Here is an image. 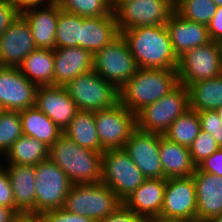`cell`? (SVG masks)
I'll return each mask as SVG.
<instances>
[{"label": "cell", "instance_id": "obj_40", "mask_svg": "<svg viewBox=\"0 0 222 222\" xmlns=\"http://www.w3.org/2000/svg\"><path fill=\"white\" fill-rule=\"evenodd\" d=\"M20 10L8 0H0V36L6 31L10 23L18 17Z\"/></svg>", "mask_w": 222, "mask_h": 222}, {"label": "cell", "instance_id": "obj_43", "mask_svg": "<svg viewBox=\"0 0 222 222\" xmlns=\"http://www.w3.org/2000/svg\"><path fill=\"white\" fill-rule=\"evenodd\" d=\"M211 41H222V6H218L215 15L207 25Z\"/></svg>", "mask_w": 222, "mask_h": 222}, {"label": "cell", "instance_id": "obj_31", "mask_svg": "<svg viewBox=\"0 0 222 222\" xmlns=\"http://www.w3.org/2000/svg\"><path fill=\"white\" fill-rule=\"evenodd\" d=\"M201 130L198 112L188 109L163 134L168 140L190 147Z\"/></svg>", "mask_w": 222, "mask_h": 222}, {"label": "cell", "instance_id": "obj_15", "mask_svg": "<svg viewBox=\"0 0 222 222\" xmlns=\"http://www.w3.org/2000/svg\"><path fill=\"white\" fill-rule=\"evenodd\" d=\"M160 134L135 129L127 140L124 150L146 179L163 178L159 155Z\"/></svg>", "mask_w": 222, "mask_h": 222}, {"label": "cell", "instance_id": "obj_5", "mask_svg": "<svg viewBox=\"0 0 222 222\" xmlns=\"http://www.w3.org/2000/svg\"><path fill=\"white\" fill-rule=\"evenodd\" d=\"M188 109L187 87L179 83L158 101L136 113V128L163 135L169 126Z\"/></svg>", "mask_w": 222, "mask_h": 222}, {"label": "cell", "instance_id": "obj_13", "mask_svg": "<svg viewBox=\"0 0 222 222\" xmlns=\"http://www.w3.org/2000/svg\"><path fill=\"white\" fill-rule=\"evenodd\" d=\"M160 215L197 222V198L192 176L167 179Z\"/></svg>", "mask_w": 222, "mask_h": 222}, {"label": "cell", "instance_id": "obj_25", "mask_svg": "<svg viewBox=\"0 0 222 222\" xmlns=\"http://www.w3.org/2000/svg\"><path fill=\"white\" fill-rule=\"evenodd\" d=\"M159 155L162 163L163 178L189 177L195 172L188 147L168 140L160 134Z\"/></svg>", "mask_w": 222, "mask_h": 222}, {"label": "cell", "instance_id": "obj_16", "mask_svg": "<svg viewBox=\"0 0 222 222\" xmlns=\"http://www.w3.org/2000/svg\"><path fill=\"white\" fill-rule=\"evenodd\" d=\"M35 49L31 28L19 14L0 36V66L19 68L24 58Z\"/></svg>", "mask_w": 222, "mask_h": 222}, {"label": "cell", "instance_id": "obj_32", "mask_svg": "<svg viewBox=\"0 0 222 222\" xmlns=\"http://www.w3.org/2000/svg\"><path fill=\"white\" fill-rule=\"evenodd\" d=\"M81 26L82 16L60 10L55 34V48L79 46Z\"/></svg>", "mask_w": 222, "mask_h": 222}, {"label": "cell", "instance_id": "obj_14", "mask_svg": "<svg viewBox=\"0 0 222 222\" xmlns=\"http://www.w3.org/2000/svg\"><path fill=\"white\" fill-rule=\"evenodd\" d=\"M37 88L19 68L0 66V106L3 110L19 112L35 106Z\"/></svg>", "mask_w": 222, "mask_h": 222}, {"label": "cell", "instance_id": "obj_23", "mask_svg": "<svg viewBox=\"0 0 222 222\" xmlns=\"http://www.w3.org/2000/svg\"><path fill=\"white\" fill-rule=\"evenodd\" d=\"M16 211L36 212L34 165L7 164Z\"/></svg>", "mask_w": 222, "mask_h": 222}, {"label": "cell", "instance_id": "obj_20", "mask_svg": "<svg viewBox=\"0 0 222 222\" xmlns=\"http://www.w3.org/2000/svg\"><path fill=\"white\" fill-rule=\"evenodd\" d=\"M61 8L57 2L50 5L27 7L20 14L27 20L37 48L55 49V34Z\"/></svg>", "mask_w": 222, "mask_h": 222}, {"label": "cell", "instance_id": "obj_46", "mask_svg": "<svg viewBox=\"0 0 222 222\" xmlns=\"http://www.w3.org/2000/svg\"><path fill=\"white\" fill-rule=\"evenodd\" d=\"M144 222H185L175 218H168L161 215L144 218Z\"/></svg>", "mask_w": 222, "mask_h": 222}, {"label": "cell", "instance_id": "obj_12", "mask_svg": "<svg viewBox=\"0 0 222 222\" xmlns=\"http://www.w3.org/2000/svg\"><path fill=\"white\" fill-rule=\"evenodd\" d=\"M94 117L102 152L124 148L136 129V114L120 102L109 109L94 112Z\"/></svg>", "mask_w": 222, "mask_h": 222}, {"label": "cell", "instance_id": "obj_21", "mask_svg": "<svg viewBox=\"0 0 222 222\" xmlns=\"http://www.w3.org/2000/svg\"><path fill=\"white\" fill-rule=\"evenodd\" d=\"M165 26L178 58L190 49L211 41L207 25L189 21L175 11L171 14Z\"/></svg>", "mask_w": 222, "mask_h": 222}, {"label": "cell", "instance_id": "obj_10", "mask_svg": "<svg viewBox=\"0 0 222 222\" xmlns=\"http://www.w3.org/2000/svg\"><path fill=\"white\" fill-rule=\"evenodd\" d=\"M34 168L36 213L62 208L72 186L68 176L49 158L34 165Z\"/></svg>", "mask_w": 222, "mask_h": 222}, {"label": "cell", "instance_id": "obj_38", "mask_svg": "<svg viewBox=\"0 0 222 222\" xmlns=\"http://www.w3.org/2000/svg\"><path fill=\"white\" fill-rule=\"evenodd\" d=\"M0 205L17 212L15 210L12 186L7 170L6 168L4 169V164L3 167L0 165Z\"/></svg>", "mask_w": 222, "mask_h": 222}, {"label": "cell", "instance_id": "obj_50", "mask_svg": "<svg viewBox=\"0 0 222 222\" xmlns=\"http://www.w3.org/2000/svg\"><path fill=\"white\" fill-rule=\"evenodd\" d=\"M216 113L219 115L221 121H222V106L221 107H218L216 110Z\"/></svg>", "mask_w": 222, "mask_h": 222}, {"label": "cell", "instance_id": "obj_37", "mask_svg": "<svg viewBox=\"0 0 222 222\" xmlns=\"http://www.w3.org/2000/svg\"><path fill=\"white\" fill-rule=\"evenodd\" d=\"M201 130L210 133L222 148V121L216 111L198 112Z\"/></svg>", "mask_w": 222, "mask_h": 222}, {"label": "cell", "instance_id": "obj_24", "mask_svg": "<svg viewBox=\"0 0 222 222\" xmlns=\"http://www.w3.org/2000/svg\"><path fill=\"white\" fill-rule=\"evenodd\" d=\"M119 34L115 16L82 17L79 47L94 55Z\"/></svg>", "mask_w": 222, "mask_h": 222}, {"label": "cell", "instance_id": "obj_6", "mask_svg": "<svg viewBox=\"0 0 222 222\" xmlns=\"http://www.w3.org/2000/svg\"><path fill=\"white\" fill-rule=\"evenodd\" d=\"M65 88L79 111L96 112L119 103V90L95 71L76 76Z\"/></svg>", "mask_w": 222, "mask_h": 222}, {"label": "cell", "instance_id": "obj_49", "mask_svg": "<svg viewBox=\"0 0 222 222\" xmlns=\"http://www.w3.org/2000/svg\"><path fill=\"white\" fill-rule=\"evenodd\" d=\"M204 222H222V214L205 220Z\"/></svg>", "mask_w": 222, "mask_h": 222}, {"label": "cell", "instance_id": "obj_27", "mask_svg": "<svg viewBox=\"0 0 222 222\" xmlns=\"http://www.w3.org/2000/svg\"><path fill=\"white\" fill-rule=\"evenodd\" d=\"M189 108L196 112L215 111L222 106V75L187 86Z\"/></svg>", "mask_w": 222, "mask_h": 222}, {"label": "cell", "instance_id": "obj_22", "mask_svg": "<svg viewBox=\"0 0 222 222\" xmlns=\"http://www.w3.org/2000/svg\"><path fill=\"white\" fill-rule=\"evenodd\" d=\"M167 179H146L123 204L143 218L161 213Z\"/></svg>", "mask_w": 222, "mask_h": 222}, {"label": "cell", "instance_id": "obj_8", "mask_svg": "<svg viewBox=\"0 0 222 222\" xmlns=\"http://www.w3.org/2000/svg\"><path fill=\"white\" fill-rule=\"evenodd\" d=\"M138 69L127 41L119 34L93 55V71L118 90Z\"/></svg>", "mask_w": 222, "mask_h": 222}, {"label": "cell", "instance_id": "obj_9", "mask_svg": "<svg viewBox=\"0 0 222 222\" xmlns=\"http://www.w3.org/2000/svg\"><path fill=\"white\" fill-rule=\"evenodd\" d=\"M179 83L192 85L222 75V51L219 42L195 47L179 57L177 66Z\"/></svg>", "mask_w": 222, "mask_h": 222}, {"label": "cell", "instance_id": "obj_28", "mask_svg": "<svg viewBox=\"0 0 222 222\" xmlns=\"http://www.w3.org/2000/svg\"><path fill=\"white\" fill-rule=\"evenodd\" d=\"M53 50L37 48L24 58L20 71L37 86L54 85Z\"/></svg>", "mask_w": 222, "mask_h": 222}, {"label": "cell", "instance_id": "obj_35", "mask_svg": "<svg viewBox=\"0 0 222 222\" xmlns=\"http://www.w3.org/2000/svg\"><path fill=\"white\" fill-rule=\"evenodd\" d=\"M23 135L18 111L3 110L0 113V155Z\"/></svg>", "mask_w": 222, "mask_h": 222}, {"label": "cell", "instance_id": "obj_48", "mask_svg": "<svg viewBox=\"0 0 222 222\" xmlns=\"http://www.w3.org/2000/svg\"><path fill=\"white\" fill-rule=\"evenodd\" d=\"M131 0H110L111 8L115 12L122 4Z\"/></svg>", "mask_w": 222, "mask_h": 222}, {"label": "cell", "instance_id": "obj_29", "mask_svg": "<svg viewBox=\"0 0 222 222\" xmlns=\"http://www.w3.org/2000/svg\"><path fill=\"white\" fill-rule=\"evenodd\" d=\"M63 134L83 148L102 152L94 112L78 111L63 130Z\"/></svg>", "mask_w": 222, "mask_h": 222}, {"label": "cell", "instance_id": "obj_17", "mask_svg": "<svg viewBox=\"0 0 222 222\" xmlns=\"http://www.w3.org/2000/svg\"><path fill=\"white\" fill-rule=\"evenodd\" d=\"M35 106L46 114L62 132L79 111L65 86H38Z\"/></svg>", "mask_w": 222, "mask_h": 222}, {"label": "cell", "instance_id": "obj_1", "mask_svg": "<svg viewBox=\"0 0 222 222\" xmlns=\"http://www.w3.org/2000/svg\"><path fill=\"white\" fill-rule=\"evenodd\" d=\"M121 34L138 68L177 69L179 58L165 25L139 26Z\"/></svg>", "mask_w": 222, "mask_h": 222}, {"label": "cell", "instance_id": "obj_11", "mask_svg": "<svg viewBox=\"0 0 222 222\" xmlns=\"http://www.w3.org/2000/svg\"><path fill=\"white\" fill-rule=\"evenodd\" d=\"M174 11L173 0H131L122 4L114 14L121 34L139 26L165 25Z\"/></svg>", "mask_w": 222, "mask_h": 222}, {"label": "cell", "instance_id": "obj_7", "mask_svg": "<svg viewBox=\"0 0 222 222\" xmlns=\"http://www.w3.org/2000/svg\"><path fill=\"white\" fill-rule=\"evenodd\" d=\"M145 180L124 148L105 150L102 153L101 183L108 186L122 202Z\"/></svg>", "mask_w": 222, "mask_h": 222}, {"label": "cell", "instance_id": "obj_34", "mask_svg": "<svg viewBox=\"0 0 222 222\" xmlns=\"http://www.w3.org/2000/svg\"><path fill=\"white\" fill-rule=\"evenodd\" d=\"M61 10L82 17L115 16L110 0H57Z\"/></svg>", "mask_w": 222, "mask_h": 222}, {"label": "cell", "instance_id": "obj_47", "mask_svg": "<svg viewBox=\"0 0 222 222\" xmlns=\"http://www.w3.org/2000/svg\"><path fill=\"white\" fill-rule=\"evenodd\" d=\"M14 213L12 209L0 205V222H10Z\"/></svg>", "mask_w": 222, "mask_h": 222}, {"label": "cell", "instance_id": "obj_3", "mask_svg": "<svg viewBox=\"0 0 222 222\" xmlns=\"http://www.w3.org/2000/svg\"><path fill=\"white\" fill-rule=\"evenodd\" d=\"M102 153L83 148L62 134L49 147L48 158L72 184L101 183Z\"/></svg>", "mask_w": 222, "mask_h": 222}, {"label": "cell", "instance_id": "obj_42", "mask_svg": "<svg viewBox=\"0 0 222 222\" xmlns=\"http://www.w3.org/2000/svg\"><path fill=\"white\" fill-rule=\"evenodd\" d=\"M197 168L209 174L222 176V148L206 158Z\"/></svg>", "mask_w": 222, "mask_h": 222}, {"label": "cell", "instance_id": "obj_44", "mask_svg": "<svg viewBox=\"0 0 222 222\" xmlns=\"http://www.w3.org/2000/svg\"><path fill=\"white\" fill-rule=\"evenodd\" d=\"M10 222H42L41 214L33 211H17L11 217Z\"/></svg>", "mask_w": 222, "mask_h": 222}, {"label": "cell", "instance_id": "obj_45", "mask_svg": "<svg viewBox=\"0 0 222 222\" xmlns=\"http://www.w3.org/2000/svg\"><path fill=\"white\" fill-rule=\"evenodd\" d=\"M13 5H16L20 11L32 6H46L52 4L53 0H8ZM45 2V3H44ZM42 3V4H41Z\"/></svg>", "mask_w": 222, "mask_h": 222}, {"label": "cell", "instance_id": "obj_2", "mask_svg": "<svg viewBox=\"0 0 222 222\" xmlns=\"http://www.w3.org/2000/svg\"><path fill=\"white\" fill-rule=\"evenodd\" d=\"M179 84L177 69L138 68L119 89V102L136 114Z\"/></svg>", "mask_w": 222, "mask_h": 222}, {"label": "cell", "instance_id": "obj_39", "mask_svg": "<svg viewBox=\"0 0 222 222\" xmlns=\"http://www.w3.org/2000/svg\"><path fill=\"white\" fill-rule=\"evenodd\" d=\"M42 222H95L94 220L67 212L63 208L41 214Z\"/></svg>", "mask_w": 222, "mask_h": 222}, {"label": "cell", "instance_id": "obj_33", "mask_svg": "<svg viewBox=\"0 0 222 222\" xmlns=\"http://www.w3.org/2000/svg\"><path fill=\"white\" fill-rule=\"evenodd\" d=\"M174 7L175 12L181 17L208 25L218 6L213 0H176Z\"/></svg>", "mask_w": 222, "mask_h": 222}, {"label": "cell", "instance_id": "obj_36", "mask_svg": "<svg viewBox=\"0 0 222 222\" xmlns=\"http://www.w3.org/2000/svg\"><path fill=\"white\" fill-rule=\"evenodd\" d=\"M219 148L220 147L217 145L216 140L210 133L200 130L199 135L189 147L193 164L197 167Z\"/></svg>", "mask_w": 222, "mask_h": 222}, {"label": "cell", "instance_id": "obj_51", "mask_svg": "<svg viewBox=\"0 0 222 222\" xmlns=\"http://www.w3.org/2000/svg\"><path fill=\"white\" fill-rule=\"evenodd\" d=\"M217 6H222V0H213Z\"/></svg>", "mask_w": 222, "mask_h": 222}, {"label": "cell", "instance_id": "obj_4", "mask_svg": "<svg viewBox=\"0 0 222 222\" xmlns=\"http://www.w3.org/2000/svg\"><path fill=\"white\" fill-rule=\"evenodd\" d=\"M123 202L103 183L72 184L63 209L101 222Z\"/></svg>", "mask_w": 222, "mask_h": 222}, {"label": "cell", "instance_id": "obj_19", "mask_svg": "<svg viewBox=\"0 0 222 222\" xmlns=\"http://www.w3.org/2000/svg\"><path fill=\"white\" fill-rule=\"evenodd\" d=\"M197 198V222L222 214V176H216L197 167L192 175Z\"/></svg>", "mask_w": 222, "mask_h": 222}, {"label": "cell", "instance_id": "obj_41", "mask_svg": "<svg viewBox=\"0 0 222 222\" xmlns=\"http://www.w3.org/2000/svg\"><path fill=\"white\" fill-rule=\"evenodd\" d=\"M101 222H144V218L128 209L123 203Z\"/></svg>", "mask_w": 222, "mask_h": 222}, {"label": "cell", "instance_id": "obj_26", "mask_svg": "<svg viewBox=\"0 0 222 222\" xmlns=\"http://www.w3.org/2000/svg\"><path fill=\"white\" fill-rule=\"evenodd\" d=\"M22 133L25 136L40 140L50 147L63 132L36 106L19 111Z\"/></svg>", "mask_w": 222, "mask_h": 222}, {"label": "cell", "instance_id": "obj_30", "mask_svg": "<svg viewBox=\"0 0 222 222\" xmlns=\"http://www.w3.org/2000/svg\"><path fill=\"white\" fill-rule=\"evenodd\" d=\"M3 157L8 164L37 165L48 159L49 147L40 140L22 135Z\"/></svg>", "mask_w": 222, "mask_h": 222}, {"label": "cell", "instance_id": "obj_18", "mask_svg": "<svg viewBox=\"0 0 222 222\" xmlns=\"http://www.w3.org/2000/svg\"><path fill=\"white\" fill-rule=\"evenodd\" d=\"M54 86H66L76 76L93 71V55L79 46L55 48Z\"/></svg>", "mask_w": 222, "mask_h": 222}]
</instances>
